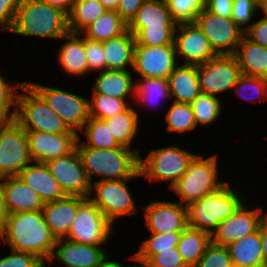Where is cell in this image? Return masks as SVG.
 Returning <instances> with one entry per match:
<instances>
[{
  "label": "cell",
  "mask_w": 267,
  "mask_h": 267,
  "mask_svg": "<svg viewBox=\"0 0 267 267\" xmlns=\"http://www.w3.org/2000/svg\"><path fill=\"white\" fill-rule=\"evenodd\" d=\"M0 238L11 250L36 254L43 261H49L57 240L45 223L42 211L8 214L0 228Z\"/></svg>",
  "instance_id": "6da1fadb"
},
{
  "label": "cell",
  "mask_w": 267,
  "mask_h": 267,
  "mask_svg": "<svg viewBox=\"0 0 267 267\" xmlns=\"http://www.w3.org/2000/svg\"><path fill=\"white\" fill-rule=\"evenodd\" d=\"M86 175L92 184V175L102 176L100 180L133 179L141 176L138 150L125 146L112 149H96L76 146Z\"/></svg>",
  "instance_id": "7a4b0ae2"
},
{
  "label": "cell",
  "mask_w": 267,
  "mask_h": 267,
  "mask_svg": "<svg viewBox=\"0 0 267 267\" xmlns=\"http://www.w3.org/2000/svg\"><path fill=\"white\" fill-rule=\"evenodd\" d=\"M10 32L19 35L62 38L69 32L68 15L41 0H20Z\"/></svg>",
  "instance_id": "3957f363"
},
{
  "label": "cell",
  "mask_w": 267,
  "mask_h": 267,
  "mask_svg": "<svg viewBox=\"0 0 267 267\" xmlns=\"http://www.w3.org/2000/svg\"><path fill=\"white\" fill-rule=\"evenodd\" d=\"M228 182L217 190L191 202L187 207L188 227L209 233L232 215L244 202Z\"/></svg>",
  "instance_id": "277c9868"
},
{
  "label": "cell",
  "mask_w": 267,
  "mask_h": 267,
  "mask_svg": "<svg viewBox=\"0 0 267 267\" xmlns=\"http://www.w3.org/2000/svg\"><path fill=\"white\" fill-rule=\"evenodd\" d=\"M21 89L26 93L18 92V107H16L14 120L25 131L52 134L77 133L49 107L47 102L27 82Z\"/></svg>",
  "instance_id": "5b68a950"
},
{
  "label": "cell",
  "mask_w": 267,
  "mask_h": 267,
  "mask_svg": "<svg viewBox=\"0 0 267 267\" xmlns=\"http://www.w3.org/2000/svg\"><path fill=\"white\" fill-rule=\"evenodd\" d=\"M217 176V155L206 159L196 155L190 162L187 171L170 189L180 197L179 203L187 206L226 183L221 180L217 181Z\"/></svg>",
  "instance_id": "8992f818"
},
{
  "label": "cell",
  "mask_w": 267,
  "mask_h": 267,
  "mask_svg": "<svg viewBox=\"0 0 267 267\" xmlns=\"http://www.w3.org/2000/svg\"><path fill=\"white\" fill-rule=\"evenodd\" d=\"M196 155L177 146L154 149L147 158L140 157L139 171L149 181H171V188L187 171L190 162Z\"/></svg>",
  "instance_id": "52a82bcc"
},
{
  "label": "cell",
  "mask_w": 267,
  "mask_h": 267,
  "mask_svg": "<svg viewBox=\"0 0 267 267\" xmlns=\"http://www.w3.org/2000/svg\"><path fill=\"white\" fill-rule=\"evenodd\" d=\"M32 157L26 131L13 120H0V179L18 176Z\"/></svg>",
  "instance_id": "ba28073f"
},
{
  "label": "cell",
  "mask_w": 267,
  "mask_h": 267,
  "mask_svg": "<svg viewBox=\"0 0 267 267\" xmlns=\"http://www.w3.org/2000/svg\"><path fill=\"white\" fill-rule=\"evenodd\" d=\"M112 228L113 224L101 210L89 198H86L78 206L76 217L65 238L78 244L100 246L108 243Z\"/></svg>",
  "instance_id": "9c48e42d"
},
{
  "label": "cell",
  "mask_w": 267,
  "mask_h": 267,
  "mask_svg": "<svg viewBox=\"0 0 267 267\" xmlns=\"http://www.w3.org/2000/svg\"><path fill=\"white\" fill-rule=\"evenodd\" d=\"M75 132L90 119L89 100L78 95L26 81Z\"/></svg>",
  "instance_id": "30bf717a"
},
{
  "label": "cell",
  "mask_w": 267,
  "mask_h": 267,
  "mask_svg": "<svg viewBox=\"0 0 267 267\" xmlns=\"http://www.w3.org/2000/svg\"><path fill=\"white\" fill-rule=\"evenodd\" d=\"M195 23L217 55H234L245 33L231 18L221 17L205 8L200 11Z\"/></svg>",
  "instance_id": "8fae6325"
},
{
  "label": "cell",
  "mask_w": 267,
  "mask_h": 267,
  "mask_svg": "<svg viewBox=\"0 0 267 267\" xmlns=\"http://www.w3.org/2000/svg\"><path fill=\"white\" fill-rule=\"evenodd\" d=\"M197 73L201 93L213 96L231 90L242 75L235 55H217L197 65Z\"/></svg>",
  "instance_id": "7c38bea8"
},
{
  "label": "cell",
  "mask_w": 267,
  "mask_h": 267,
  "mask_svg": "<svg viewBox=\"0 0 267 267\" xmlns=\"http://www.w3.org/2000/svg\"><path fill=\"white\" fill-rule=\"evenodd\" d=\"M128 180H98L91 184L90 196L94 188L96 196L88 198L112 224L117 217L135 214L137 210L126 184Z\"/></svg>",
  "instance_id": "4fadbf2b"
},
{
  "label": "cell",
  "mask_w": 267,
  "mask_h": 267,
  "mask_svg": "<svg viewBox=\"0 0 267 267\" xmlns=\"http://www.w3.org/2000/svg\"><path fill=\"white\" fill-rule=\"evenodd\" d=\"M45 164L66 195L90 197L91 183L77 148L70 154L50 159Z\"/></svg>",
  "instance_id": "5bb4252c"
},
{
  "label": "cell",
  "mask_w": 267,
  "mask_h": 267,
  "mask_svg": "<svg viewBox=\"0 0 267 267\" xmlns=\"http://www.w3.org/2000/svg\"><path fill=\"white\" fill-rule=\"evenodd\" d=\"M177 66L175 44L162 46L135 44L133 68L142 79H168V76Z\"/></svg>",
  "instance_id": "9a60e30c"
},
{
  "label": "cell",
  "mask_w": 267,
  "mask_h": 267,
  "mask_svg": "<svg viewBox=\"0 0 267 267\" xmlns=\"http://www.w3.org/2000/svg\"><path fill=\"white\" fill-rule=\"evenodd\" d=\"M261 208L248 210L246 204H242L232 215L221 222L210 235L211 243L227 246L249 234L256 232L265 215H261Z\"/></svg>",
  "instance_id": "2e32d148"
},
{
  "label": "cell",
  "mask_w": 267,
  "mask_h": 267,
  "mask_svg": "<svg viewBox=\"0 0 267 267\" xmlns=\"http://www.w3.org/2000/svg\"><path fill=\"white\" fill-rule=\"evenodd\" d=\"M177 30L180 33L178 35ZM174 44L176 54L185 59L184 64L199 65L217 56L208 38L195 22L177 24Z\"/></svg>",
  "instance_id": "e0dca14e"
},
{
  "label": "cell",
  "mask_w": 267,
  "mask_h": 267,
  "mask_svg": "<svg viewBox=\"0 0 267 267\" xmlns=\"http://www.w3.org/2000/svg\"><path fill=\"white\" fill-rule=\"evenodd\" d=\"M28 146L33 163H46L48 160L63 157L76 149L78 133L52 134L39 131H26Z\"/></svg>",
  "instance_id": "ac0fdd59"
},
{
  "label": "cell",
  "mask_w": 267,
  "mask_h": 267,
  "mask_svg": "<svg viewBox=\"0 0 267 267\" xmlns=\"http://www.w3.org/2000/svg\"><path fill=\"white\" fill-rule=\"evenodd\" d=\"M143 208L145 224L151 233L183 231L188 227L187 207L181 203L152 201Z\"/></svg>",
  "instance_id": "d6986e66"
},
{
  "label": "cell",
  "mask_w": 267,
  "mask_h": 267,
  "mask_svg": "<svg viewBox=\"0 0 267 267\" xmlns=\"http://www.w3.org/2000/svg\"><path fill=\"white\" fill-rule=\"evenodd\" d=\"M0 185L8 214L42 211L44 201L19 176L2 178Z\"/></svg>",
  "instance_id": "ffe728a7"
},
{
  "label": "cell",
  "mask_w": 267,
  "mask_h": 267,
  "mask_svg": "<svg viewBox=\"0 0 267 267\" xmlns=\"http://www.w3.org/2000/svg\"><path fill=\"white\" fill-rule=\"evenodd\" d=\"M105 255L103 247L78 244L60 238L56 240L49 261L51 262L54 258H57L67 267H97Z\"/></svg>",
  "instance_id": "44dd1931"
},
{
  "label": "cell",
  "mask_w": 267,
  "mask_h": 267,
  "mask_svg": "<svg viewBox=\"0 0 267 267\" xmlns=\"http://www.w3.org/2000/svg\"><path fill=\"white\" fill-rule=\"evenodd\" d=\"M86 198L81 196H66L62 199L46 202L42 208L45 223L56 239L68 235L71 223L76 217L78 206Z\"/></svg>",
  "instance_id": "7402d4cb"
},
{
  "label": "cell",
  "mask_w": 267,
  "mask_h": 267,
  "mask_svg": "<svg viewBox=\"0 0 267 267\" xmlns=\"http://www.w3.org/2000/svg\"><path fill=\"white\" fill-rule=\"evenodd\" d=\"M36 164L27 165L18 175L24 183L35 191L44 203L66 197L47 165L39 162Z\"/></svg>",
  "instance_id": "603a6c76"
},
{
  "label": "cell",
  "mask_w": 267,
  "mask_h": 267,
  "mask_svg": "<svg viewBox=\"0 0 267 267\" xmlns=\"http://www.w3.org/2000/svg\"><path fill=\"white\" fill-rule=\"evenodd\" d=\"M165 0H146L127 24V29L135 35L142 28L176 27Z\"/></svg>",
  "instance_id": "cb8c5ba5"
},
{
  "label": "cell",
  "mask_w": 267,
  "mask_h": 267,
  "mask_svg": "<svg viewBox=\"0 0 267 267\" xmlns=\"http://www.w3.org/2000/svg\"><path fill=\"white\" fill-rule=\"evenodd\" d=\"M167 80L170 97H175V102L190 104L201 93L197 65L177 66Z\"/></svg>",
  "instance_id": "d4e9b609"
},
{
  "label": "cell",
  "mask_w": 267,
  "mask_h": 267,
  "mask_svg": "<svg viewBox=\"0 0 267 267\" xmlns=\"http://www.w3.org/2000/svg\"><path fill=\"white\" fill-rule=\"evenodd\" d=\"M62 38L68 40L59 50L58 61L61 68L73 76L88 73L85 54V37L82 33L68 32Z\"/></svg>",
  "instance_id": "484cf974"
},
{
  "label": "cell",
  "mask_w": 267,
  "mask_h": 267,
  "mask_svg": "<svg viewBox=\"0 0 267 267\" xmlns=\"http://www.w3.org/2000/svg\"><path fill=\"white\" fill-rule=\"evenodd\" d=\"M226 247L233 267H261L264 263L260 228Z\"/></svg>",
  "instance_id": "4316f807"
},
{
  "label": "cell",
  "mask_w": 267,
  "mask_h": 267,
  "mask_svg": "<svg viewBox=\"0 0 267 267\" xmlns=\"http://www.w3.org/2000/svg\"><path fill=\"white\" fill-rule=\"evenodd\" d=\"M102 44L106 70H126L127 65L133 67L135 37L128 29Z\"/></svg>",
  "instance_id": "83f0119b"
},
{
  "label": "cell",
  "mask_w": 267,
  "mask_h": 267,
  "mask_svg": "<svg viewBox=\"0 0 267 267\" xmlns=\"http://www.w3.org/2000/svg\"><path fill=\"white\" fill-rule=\"evenodd\" d=\"M242 74L267 79V48L243 36L236 53Z\"/></svg>",
  "instance_id": "f1b7e54d"
},
{
  "label": "cell",
  "mask_w": 267,
  "mask_h": 267,
  "mask_svg": "<svg viewBox=\"0 0 267 267\" xmlns=\"http://www.w3.org/2000/svg\"><path fill=\"white\" fill-rule=\"evenodd\" d=\"M93 84V92L118 99H126L128 94L135 95L131 72L128 70H106L99 72Z\"/></svg>",
  "instance_id": "f546056e"
},
{
  "label": "cell",
  "mask_w": 267,
  "mask_h": 267,
  "mask_svg": "<svg viewBox=\"0 0 267 267\" xmlns=\"http://www.w3.org/2000/svg\"><path fill=\"white\" fill-rule=\"evenodd\" d=\"M210 243L209 233L187 227L181 233L177 249L185 264L194 267Z\"/></svg>",
  "instance_id": "4dcf8cb0"
},
{
  "label": "cell",
  "mask_w": 267,
  "mask_h": 267,
  "mask_svg": "<svg viewBox=\"0 0 267 267\" xmlns=\"http://www.w3.org/2000/svg\"><path fill=\"white\" fill-rule=\"evenodd\" d=\"M127 30V23L113 10H106L96 21L87 26L82 33L85 38L104 42L117 37Z\"/></svg>",
  "instance_id": "1f68e13d"
},
{
  "label": "cell",
  "mask_w": 267,
  "mask_h": 267,
  "mask_svg": "<svg viewBox=\"0 0 267 267\" xmlns=\"http://www.w3.org/2000/svg\"><path fill=\"white\" fill-rule=\"evenodd\" d=\"M99 0H76L68 14L69 32L82 33L91 23L106 12Z\"/></svg>",
  "instance_id": "d6a6232c"
},
{
  "label": "cell",
  "mask_w": 267,
  "mask_h": 267,
  "mask_svg": "<svg viewBox=\"0 0 267 267\" xmlns=\"http://www.w3.org/2000/svg\"><path fill=\"white\" fill-rule=\"evenodd\" d=\"M84 128L86 129L84 130ZM80 131L84 132L86 135L87 143L79 142L81 139L80 136H78V142L76 146H86L96 149H112L120 146L114 139L110 131V127L103 119L90 117V119L83 126V129Z\"/></svg>",
  "instance_id": "836d02e7"
},
{
  "label": "cell",
  "mask_w": 267,
  "mask_h": 267,
  "mask_svg": "<svg viewBox=\"0 0 267 267\" xmlns=\"http://www.w3.org/2000/svg\"><path fill=\"white\" fill-rule=\"evenodd\" d=\"M104 120L118 144L130 148L131 140L138 130L137 111L130 106L126 111Z\"/></svg>",
  "instance_id": "e575fe53"
},
{
  "label": "cell",
  "mask_w": 267,
  "mask_h": 267,
  "mask_svg": "<svg viewBox=\"0 0 267 267\" xmlns=\"http://www.w3.org/2000/svg\"><path fill=\"white\" fill-rule=\"evenodd\" d=\"M181 233L182 231L151 233L150 238L142 243L140 250L134 256L139 260L148 262L154 255L159 254V251L176 248Z\"/></svg>",
  "instance_id": "d590c367"
},
{
  "label": "cell",
  "mask_w": 267,
  "mask_h": 267,
  "mask_svg": "<svg viewBox=\"0 0 267 267\" xmlns=\"http://www.w3.org/2000/svg\"><path fill=\"white\" fill-rule=\"evenodd\" d=\"M165 121L168 123L167 130L169 132H178L181 134L197 127L193 109L189 103L174 101L165 116Z\"/></svg>",
  "instance_id": "8d00e7d4"
},
{
  "label": "cell",
  "mask_w": 267,
  "mask_h": 267,
  "mask_svg": "<svg viewBox=\"0 0 267 267\" xmlns=\"http://www.w3.org/2000/svg\"><path fill=\"white\" fill-rule=\"evenodd\" d=\"M135 99L142 103L155 104L159 98L171 99L167 79L145 78L135 83ZM158 98V99H157ZM155 100V101H154ZM153 106V105H152Z\"/></svg>",
  "instance_id": "74e56055"
},
{
  "label": "cell",
  "mask_w": 267,
  "mask_h": 267,
  "mask_svg": "<svg viewBox=\"0 0 267 267\" xmlns=\"http://www.w3.org/2000/svg\"><path fill=\"white\" fill-rule=\"evenodd\" d=\"M196 124H212L222 112L217 96L200 93L191 103Z\"/></svg>",
  "instance_id": "f35d334b"
},
{
  "label": "cell",
  "mask_w": 267,
  "mask_h": 267,
  "mask_svg": "<svg viewBox=\"0 0 267 267\" xmlns=\"http://www.w3.org/2000/svg\"><path fill=\"white\" fill-rule=\"evenodd\" d=\"M90 117L107 119L126 111L130 106L125 99H118L93 92L92 102H89Z\"/></svg>",
  "instance_id": "ab89813d"
},
{
  "label": "cell",
  "mask_w": 267,
  "mask_h": 267,
  "mask_svg": "<svg viewBox=\"0 0 267 267\" xmlns=\"http://www.w3.org/2000/svg\"><path fill=\"white\" fill-rule=\"evenodd\" d=\"M172 18L178 23L195 22L205 8V0H165Z\"/></svg>",
  "instance_id": "60d3db41"
},
{
  "label": "cell",
  "mask_w": 267,
  "mask_h": 267,
  "mask_svg": "<svg viewBox=\"0 0 267 267\" xmlns=\"http://www.w3.org/2000/svg\"><path fill=\"white\" fill-rule=\"evenodd\" d=\"M176 27L142 28L135 35V44L162 46L174 44Z\"/></svg>",
  "instance_id": "b9f144b4"
},
{
  "label": "cell",
  "mask_w": 267,
  "mask_h": 267,
  "mask_svg": "<svg viewBox=\"0 0 267 267\" xmlns=\"http://www.w3.org/2000/svg\"><path fill=\"white\" fill-rule=\"evenodd\" d=\"M4 77L0 74V120H13L16 115L17 95L15 87L19 90L25 84L14 82L12 86L4 81ZM14 88V89H13ZM14 106V111L11 112L10 107Z\"/></svg>",
  "instance_id": "7bdbcfd3"
},
{
  "label": "cell",
  "mask_w": 267,
  "mask_h": 267,
  "mask_svg": "<svg viewBox=\"0 0 267 267\" xmlns=\"http://www.w3.org/2000/svg\"><path fill=\"white\" fill-rule=\"evenodd\" d=\"M194 267H233L226 246L210 243Z\"/></svg>",
  "instance_id": "ee69618b"
},
{
  "label": "cell",
  "mask_w": 267,
  "mask_h": 267,
  "mask_svg": "<svg viewBox=\"0 0 267 267\" xmlns=\"http://www.w3.org/2000/svg\"><path fill=\"white\" fill-rule=\"evenodd\" d=\"M257 9L259 10L257 0H233L231 19L245 31L243 26L250 23Z\"/></svg>",
  "instance_id": "f6af8a7d"
},
{
  "label": "cell",
  "mask_w": 267,
  "mask_h": 267,
  "mask_svg": "<svg viewBox=\"0 0 267 267\" xmlns=\"http://www.w3.org/2000/svg\"><path fill=\"white\" fill-rule=\"evenodd\" d=\"M45 263L36 254L15 250L0 259V267H45Z\"/></svg>",
  "instance_id": "bcb514c9"
},
{
  "label": "cell",
  "mask_w": 267,
  "mask_h": 267,
  "mask_svg": "<svg viewBox=\"0 0 267 267\" xmlns=\"http://www.w3.org/2000/svg\"><path fill=\"white\" fill-rule=\"evenodd\" d=\"M246 87L248 91L249 89L254 90V92H256L255 98H258L259 100H262V97L263 98L267 97V79L266 78H260V77H254V76L242 74L232 89H234L235 92L242 98L246 100H251V98L250 99L248 98L249 95L246 98L242 96V94L241 95L239 94L241 90L246 91Z\"/></svg>",
  "instance_id": "7dc6e473"
},
{
  "label": "cell",
  "mask_w": 267,
  "mask_h": 267,
  "mask_svg": "<svg viewBox=\"0 0 267 267\" xmlns=\"http://www.w3.org/2000/svg\"><path fill=\"white\" fill-rule=\"evenodd\" d=\"M85 54L88 64V72L90 71H106V61L104 57L103 44L99 41L85 38Z\"/></svg>",
  "instance_id": "c3c4849f"
},
{
  "label": "cell",
  "mask_w": 267,
  "mask_h": 267,
  "mask_svg": "<svg viewBox=\"0 0 267 267\" xmlns=\"http://www.w3.org/2000/svg\"><path fill=\"white\" fill-rule=\"evenodd\" d=\"M150 267H188L178 252L177 247L166 251H159L148 262Z\"/></svg>",
  "instance_id": "681fc988"
},
{
  "label": "cell",
  "mask_w": 267,
  "mask_h": 267,
  "mask_svg": "<svg viewBox=\"0 0 267 267\" xmlns=\"http://www.w3.org/2000/svg\"><path fill=\"white\" fill-rule=\"evenodd\" d=\"M20 0H0V30L10 31L14 22Z\"/></svg>",
  "instance_id": "f907efd6"
},
{
  "label": "cell",
  "mask_w": 267,
  "mask_h": 267,
  "mask_svg": "<svg viewBox=\"0 0 267 267\" xmlns=\"http://www.w3.org/2000/svg\"><path fill=\"white\" fill-rule=\"evenodd\" d=\"M244 35L252 42L267 48V19L263 17L259 21L245 26Z\"/></svg>",
  "instance_id": "816d5d0a"
},
{
  "label": "cell",
  "mask_w": 267,
  "mask_h": 267,
  "mask_svg": "<svg viewBox=\"0 0 267 267\" xmlns=\"http://www.w3.org/2000/svg\"><path fill=\"white\" fill-rule=\"evenodd\" d=\"M146 0H119L116 12L128 24Z\"/></svg>",
  "instance_id": "f5cc1de1"
},
{
  "label": "cell",
  "mask_w": 267,
  "mask_h": 267,
  "mask_svg": "<svg viewBox=\"0 0 267 267\" xmlns=\"http://www.w3.org/2000/svg\"><path fill=\"white\" fill-rule=\"evenodd\" d=\"M233 0H205V9L221 17L231 18Z\"/></svg>",
  "instance_id": "db71d44e"
},
{
  "label": "cell",
  "mask_w": 267,
  "mask_h": 267,
  "mask_svg": "<svg viewBox=\"0 0 267 267\" xmlns=\"http://www.w3.org/2000/svg\"><path fill=\"white\" fill-rule=\"evenodd\" d=\"M53 7L61 9L67 15L70 13L72 6L76 0H41Z\"/></svg>",
  "instance_id": "11a10c76"
},
{
  "label": "cell",
  "mask_w": 267,
  "mask_h": 267,
  "mask_svg": "<svg viewBox=\"0 0 267 267\" xmlns=\"http://www.w3.org/2000/svg\"><path fill=\"white\" fill-rule=\"evenodd\" d=\"M260 235L262 238V253L264 262H267V214L260 223Z\"/></svg>",
  "instance_id": "9f6ffc18"
},
{
  "label": "cell",
  "mask_w": 267,
  "mask_h": 267,
  "mask_svg": "<svg viewBox=\"0 0 267 267\" xmlns=\"http://www.w3.org/2000/svg\"><path fill=\"white\" fill-rule=\"evenodd\" d=\"M7 216H8V213L5 207L4 195H3V191L0 185V228L3 226L4 222L6 221Z\"/></svg>",
  "instance_id": "6f0895ef"
},
{
  "label": "cell",
  "mask_w": 267,
  "mask_h": 267,
  "mask_svg": "<svg viewBox=\"0 0 267 267\" xmlns=\"http://www.w3.org/2000/svg\"><path fill=\"white\" fill-rule=\"evenodd\" d=\"M108 256L105 255V257L100 261L99 265L97 267H123L121 263H118L116 261H108Z\"/></svg>",
  "instance_id": "680465c9"
},
{
  "label": "cell",
  "mask_w": 267,
  "mask_h": 267,
  "mask_svg": "<svg viewBox=\"0 0 267 267\" xmlns=\"http://www.w3.org/2000/svg\"><path fill=\"white\" fill-rule=\"evenodd\" d=\"M107 10L116 11L119 0H99Z\"/></svg>",
  "instance_id": "91938a15"
},
{
  "label": "cell",
  "mask_w": 267,
  "mask_h": 267,
  "mask_svg": "<svg viewBox=\"0 0 267 267\" xmlns=\"http://www.w3.org/2000/svg\"><path fill=\"white\" fill-rule=\"evenodd\" d=\"M131 259L141 263V266H125V267H150V265L147 262L137 259L134 255H132Z\"/></svg>",
  "instance_id": "94428289"
},
{
  "label": "cell",
  "mask_w": 267,
  "mask_h": 267,
  "mask_svg": "<svg viewBox=\"0 0 267 267\" xmlns=\"http://www.w3.org/2000/svg\"><path fill=\"white\" fill-rule=\"evenodd\" d=\"M260 9L263 10V13L265 14L264 18L267 19V0H265L259 4V10Z\"/></svg>",
  "instance_id": "6125c7cd"
},
{
  "label": "cell",
  "mask_w": 267,
  "mask_h": 267,
  "mask_svg": "<svg viewBox=\"0 0 267 267\" xmlns=\"http://www.w3.org/2000/svg\"><path fill=\"white\" fill-rule=\"evenodd\" d=\"M261 267H267V262H264Z\"/></svg>",
  "instance_id": "be15d7a7"
},
{
  "label": "cell",
  "mask_w": 267,
  "mask_h": 267,
  "mask_svg": "<svg viewBox=\"0 0 267 267\" xmlns=\"http://www.w3.org/2000/svg\"><path fill=\"white\" fill-rule=\"evenodd\" d=\"M263 1H265V0H257L258 4H260V3L263 2Z\"/></svg>",
  "instance_id": "e7e4bbea"
}]
</instances>
